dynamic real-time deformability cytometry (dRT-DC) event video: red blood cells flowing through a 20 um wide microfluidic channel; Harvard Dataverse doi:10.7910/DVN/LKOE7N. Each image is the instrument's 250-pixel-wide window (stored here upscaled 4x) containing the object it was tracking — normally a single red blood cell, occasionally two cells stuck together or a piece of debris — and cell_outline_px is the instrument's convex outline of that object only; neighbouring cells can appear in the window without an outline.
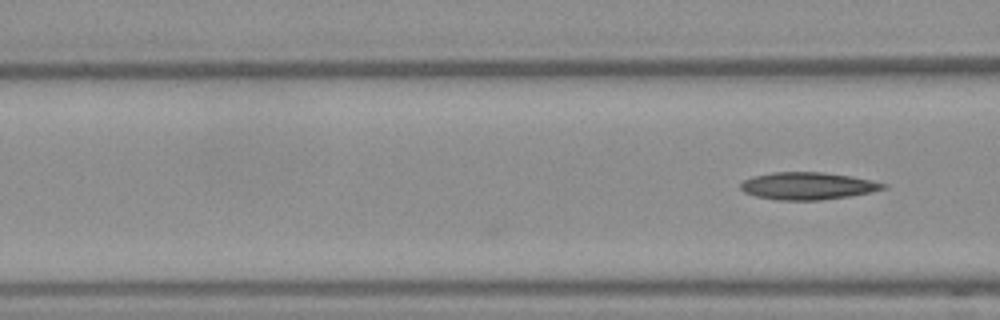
{"species": "Egyptian fruit bat (a non-hibernating species)", "species_latin": "Rousettus aegyptiacus", "temperature_condition": "warm", "stored_images_in_passage": 5, "camera_frame_rate_fps": 3000, "um_per_image_px": 0.085, "frame": {"image": 1, "passage_image": 5, "time_ms": 1.333, "image_size_px": [1000, 320], "cell_outline_px": [[888, 188], [872, 192], [848, 196], [820, 200], [776, 200], [756, 196], [744, 192], [740, 188], [740, 184], [744, 180], [752, 176], [772, 172], [824, 172], [852, 176], [872, 180], [888, 184]], "centroid_in_image_um": [68.68, 15.8], "position_along_channel_um": 97.9, "area_um2": 22.89}}